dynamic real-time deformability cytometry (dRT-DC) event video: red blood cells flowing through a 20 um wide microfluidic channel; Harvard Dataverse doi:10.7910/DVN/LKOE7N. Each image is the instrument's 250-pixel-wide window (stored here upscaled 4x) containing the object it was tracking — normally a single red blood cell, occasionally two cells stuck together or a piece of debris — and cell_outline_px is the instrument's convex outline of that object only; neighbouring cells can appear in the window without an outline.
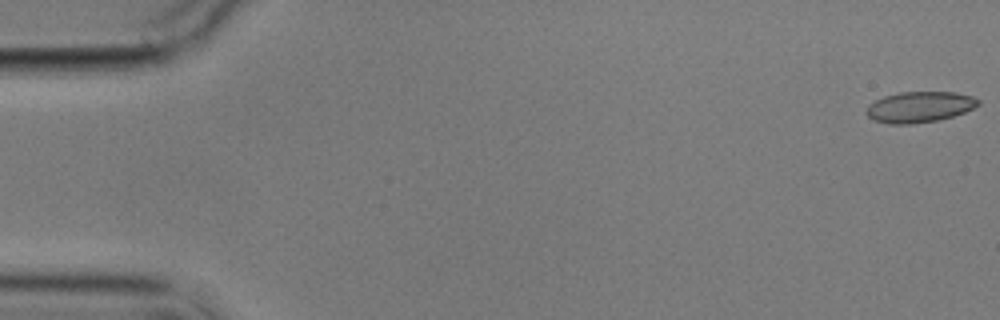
{"species": "common noctule bat (a hibernating species)", "species_latin": "Nyctalus noctula", "temperature_condition": "cold", "stored_images_in_passage": 3, "segment_of_instrument_passage": [2, 2], "camera_frame_rate_fps": 3000, "um_per_image_px": 0.085, "animal": {"sex": "male", "body_mass_g": 17.9}, "frame": {"image": 1, "passage_image": 3, "time_ms": 6.667, "image_size_px": [1000, 320], "cell_outline_px": [[980, 104], [964, 112], [952, 116], [936, 120], [912, 124], [888, 124], [872, 120], [864, 112], [868, 104], [884, 96], [900, 92], [956, 92], [972, 96], [980, 100]], "centroid_in_image_um": [78.12, 9.09], "position_along_channel_um": 6.9, "area_um2": 20.17}}